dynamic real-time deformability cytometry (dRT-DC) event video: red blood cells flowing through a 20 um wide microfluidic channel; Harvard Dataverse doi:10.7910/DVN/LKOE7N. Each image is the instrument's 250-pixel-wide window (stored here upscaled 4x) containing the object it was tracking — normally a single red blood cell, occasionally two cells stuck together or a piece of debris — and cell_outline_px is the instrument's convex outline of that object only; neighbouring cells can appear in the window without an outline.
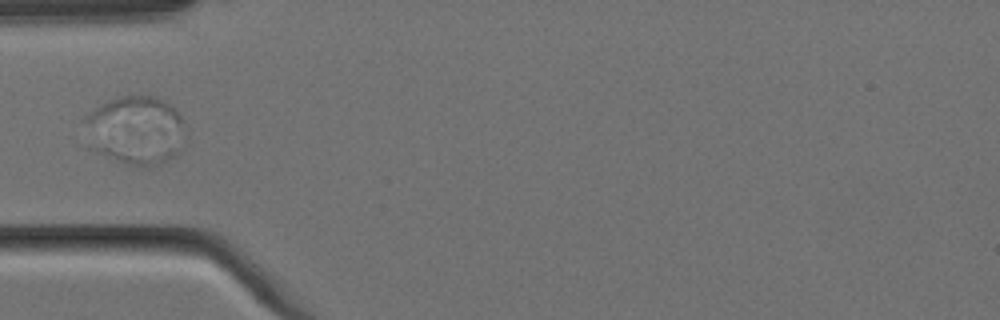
{"species": "Egyptian fruit bat (a non-hibernating species)", "species_latin": "Rousettus aegyptiacus", "temperature_condition": "cold", "stored_images_in_passage": 9, "camera_frame_rate_fps": 3000, "um_per_image_px": 0.085, "animal": {"sex": "female"}, "frame": {"image": 1, "passage_image": 4, "time_ms": 1.0, "image_size_px": [1000, 320], "cell_outline_px": [[188, 136], [184, 148], [176, 156], [152, 168], [144, 168], [128, 164], [116, 160], [96, 152], [88, 148], [88, 144], [184, 136]], "centroid_in_image_um": [12.08, 12.8], "position_along_channel_um": 72.9, "area_um2": 14.1}}
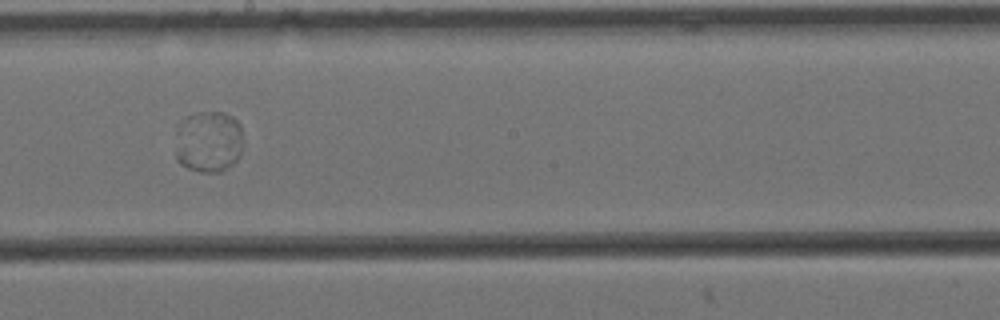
{"frame": {"image": 2, "passage_image": 8, "time_ms": 2.333, "image_size_px": [1000, 320], "cell_outline_px": [[244, 144], [240, 156], [224, 172], [200, 172], [188, 168], [180, 164], [176, 160], [176, 124], [188, 116], [200, 112], [224, 112], [232, 116], [240, 124]], "centroid_in_image_um": [17.74, 12.05], "position_along_channel_um": 230.5, "area_um2": 25.03}}
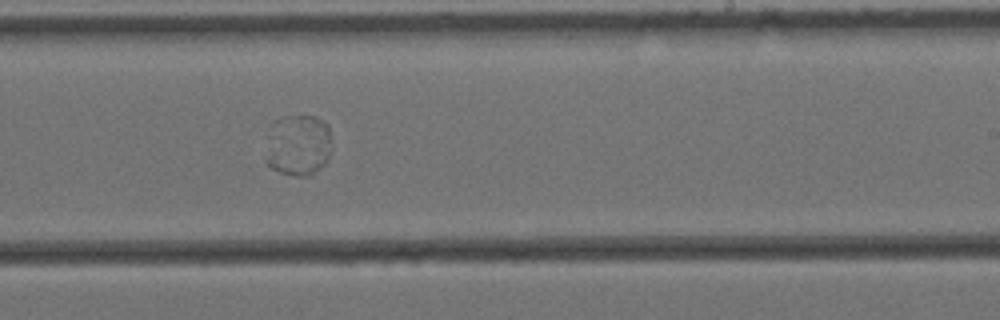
{"frame": {"image": 3, "passage_image": 9, "time_ms": 2.667, "image_size_px": [1000, 320], "cell_outline_px": [[332, 148], [328, 160], [320, 168], [308, 176], [296, 176], [280, 172], [272, 168], [264, 160], [272, 120], [280, 116], [316, 116], [324, 120], [328, 124], [332, 140]], "centroid_in_image_um": [25.37, 12.31], "position_along_channel_um": 263.6, "area_um2": 24.28}}